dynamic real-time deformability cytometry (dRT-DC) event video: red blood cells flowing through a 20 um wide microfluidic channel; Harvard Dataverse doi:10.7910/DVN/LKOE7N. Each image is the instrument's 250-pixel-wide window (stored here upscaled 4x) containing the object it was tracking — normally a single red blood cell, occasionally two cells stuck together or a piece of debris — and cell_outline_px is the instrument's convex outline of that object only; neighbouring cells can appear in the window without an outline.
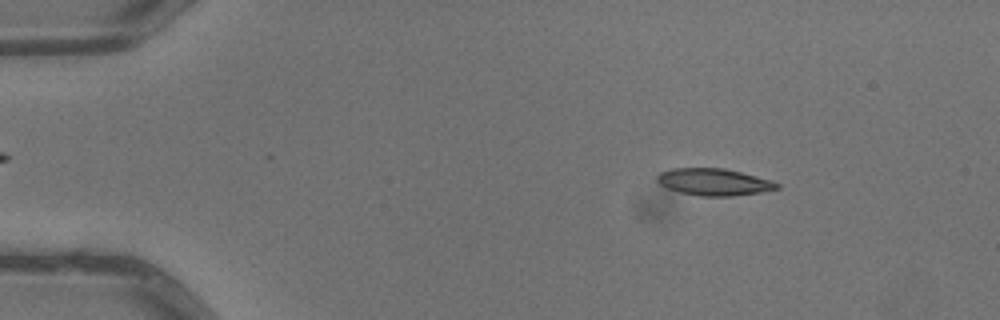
{"species": "common noctule bat (a hibernating species)", "species_latin": "Nyctalus noctula", "temperature_condition": "warm", "stored_images_in_passage": 4, "camera_frame_rate_fps": 3000, "um_per_image_px": 0.085, "animal": {"sex": "male", "body_mass_g": 13.3}, "frame": {"image": 1, "passage_image": 2, "time_ms": 0.333, "image_size_px": [1000, 320], "cell_outline_px": [[780, 188], [760, 192], [732, 196], [700, 196], [680, 192], [668, 188], [660, 184], [656, 180], [656, 176], [660, 172], [672, 168], [724, 168], [772, 180], [780, 184]], "centroid_in_image_um": [60.68, 15.46], "position_along_channel_um": 24.3, "area_um2": 18.79}}